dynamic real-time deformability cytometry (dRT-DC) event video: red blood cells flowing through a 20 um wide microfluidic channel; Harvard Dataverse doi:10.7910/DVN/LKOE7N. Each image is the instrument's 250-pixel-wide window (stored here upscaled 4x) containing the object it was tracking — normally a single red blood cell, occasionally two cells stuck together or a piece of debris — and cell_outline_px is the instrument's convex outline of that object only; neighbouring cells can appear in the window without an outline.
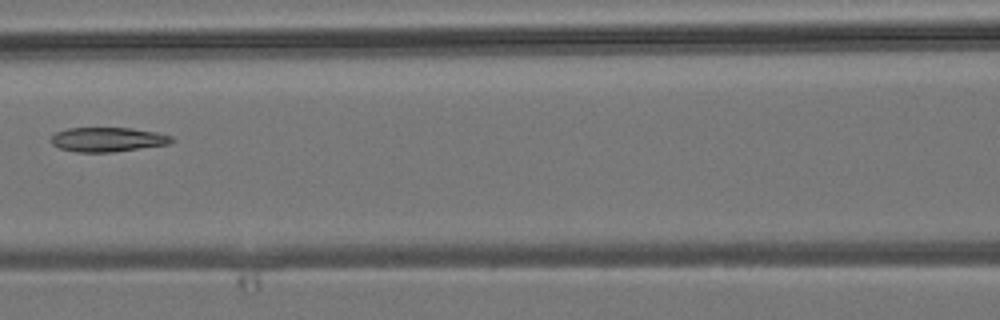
{"species": "common noctule bat (a hibernating species)", "species_latin": "Nyctalus noctula", "temperature_condition": "room temperature", "stored_images_in_passage": 7, "camera_frame_rate_fps": 3000, "um_per_image_px": 0.085, "animal": {"sex": "male", "body_mass_g": 19.2, "forearm_length_mm": 51.8}, "frame": {"image": 1, "passage_image": 6, "time_ms": 7.0, "image_size_px": [1000, 320], "cell_outline_px": [[172, 140], [168, 144], [112, 152], [76, 152], [60, 148], [52, 144], [48, 140], [56, 132], [68, 128], [132, 128], [156, 132], [172, 136]], "centroid_in_image_um": [9.1, 11.85], "position_along_channel_um": 157.5, "area_um2": 17.05}}
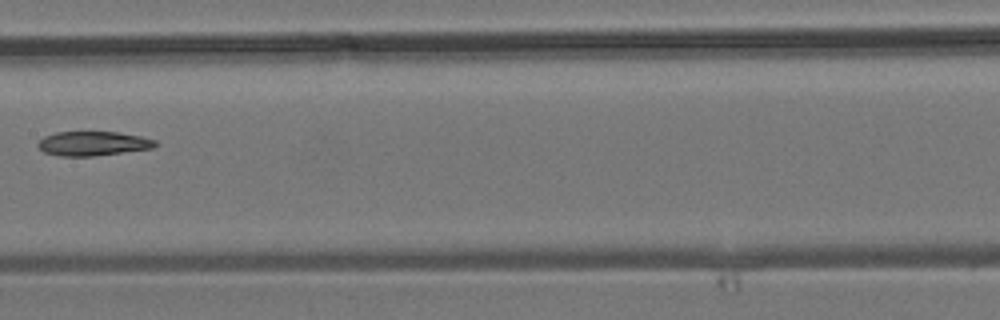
{"frame": {"image": 2, "passage_image": 7, "time_ms": 8.0, "image_size_px": [1000, 320], "cell_outline_px": [[160, 144], [152, 148], [92, 156], [60, 156], [44, 152], [36, 144], [44, 136], [56, 132], [120, 132], [140, 136], [156, 140]], "centroid_in_image_um": [7.91, 12.19], "position_along_channel_um": 199.5, "area_um2": 16.59}}